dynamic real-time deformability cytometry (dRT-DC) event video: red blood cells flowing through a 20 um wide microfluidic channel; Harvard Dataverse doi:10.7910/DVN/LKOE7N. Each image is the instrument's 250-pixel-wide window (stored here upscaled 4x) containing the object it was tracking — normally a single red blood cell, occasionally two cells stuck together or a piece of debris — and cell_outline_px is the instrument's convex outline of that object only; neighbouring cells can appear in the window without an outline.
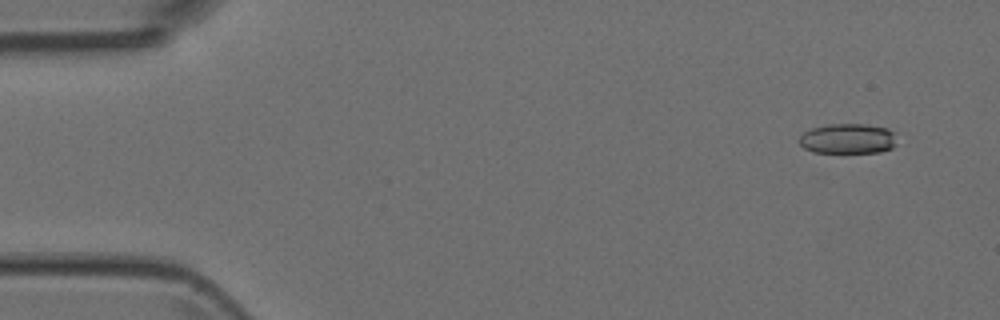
{"species": "Egyptian fruit bat (a non-hibernating species)", "species_latin": "Rousettus aegyptiacus", "temperature_condition": "room temperature", "stored_images_in_passage": 4, "camera_frame_rate_fps": 3000, "um_per_image_px": 0.085, "animal": {"sex": "female"}, "frame": {"image": 1, "passage_image": 1, "time_ms": 0.0, "image_size_px": [1000, 320], "cell_outline_px": [[896, 144], [892, 148], [880, 152], [812, 152], [804, 148], [796, 140], [804, 132], [812, 128], [828, 124], [868, 124], [888, 128], [896, 132]], "centroid_in_image_um": [72.09, 11.78], "position_along_channel_um": 12.9, "area_um2": 17.4}}
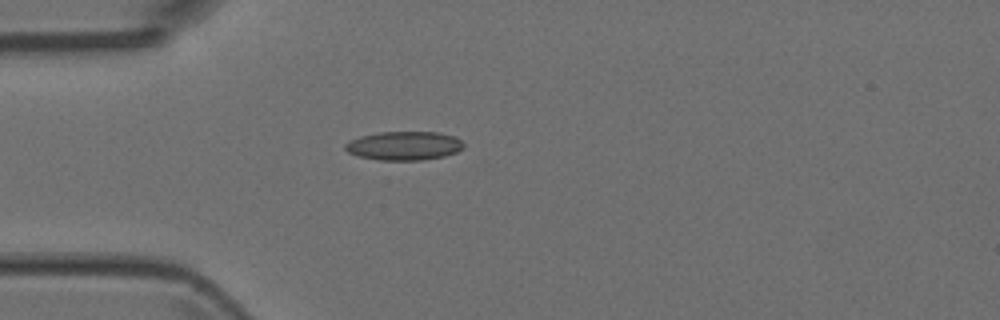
{"frame": {"image": 2, "passage_image": 4, "time_ms": 1.0, "image_size_px": [1000, 320], "cell_outline_px": [[464, 148], [456, 152], [444, 156], [424, 160], [380, 160], [360, 156], [348, 152], [344, 148], [344, 144], [348, 140], [360, 136], [380, 132], [440, 132], [456, 136], [464, 144]], "centroid_in_image_um": [34.36, 12.38], "position_along_channel_um": 50.6, "area_um2": 20.0}}